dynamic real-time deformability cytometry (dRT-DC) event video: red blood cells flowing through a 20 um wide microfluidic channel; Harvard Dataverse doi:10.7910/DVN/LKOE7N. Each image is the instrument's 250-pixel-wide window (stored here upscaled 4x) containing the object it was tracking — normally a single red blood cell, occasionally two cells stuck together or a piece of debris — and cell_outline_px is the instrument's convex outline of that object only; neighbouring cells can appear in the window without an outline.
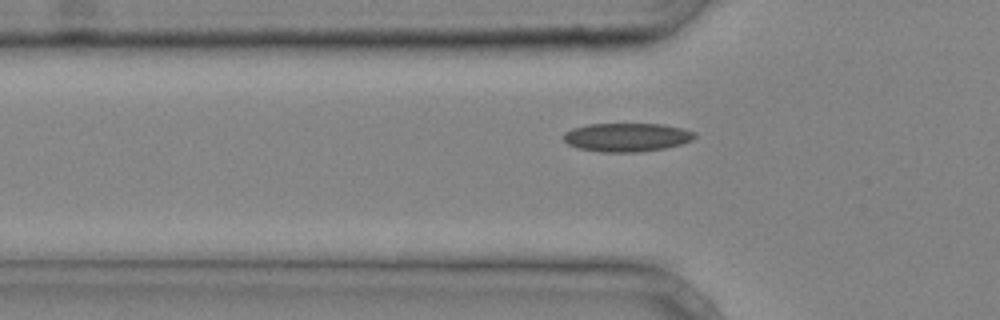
{"species": "common noctule bat (a hibernating species)", "species_latin": "Nyctalus noctula", "temperature_condition": "cold", "stored_images_in_passage": 28, "camera_frame_rate_fps": 3000, "um_per_image_px": 0.085, "animal": {"sex": "male", "body_mass_g": 20.4}, "frame": {"image": 1, "passage_image": 3, "time_ms": 0.667, "image_size_px": [1000, 320], "cell_outline_px": [[696, 136], [692, 140], [680, 144], [664, 148], [640, 152], [600, 152], [580, 148], [568, 144], [564, 140], [564, 132], [572, 128], [588, 124], [664, 124], [684, 128], [696, 132]], "centroid_in_image_um": [53.3, 11.66], "position_along_channel_um": 72.5, "area_um2": 21.91}}
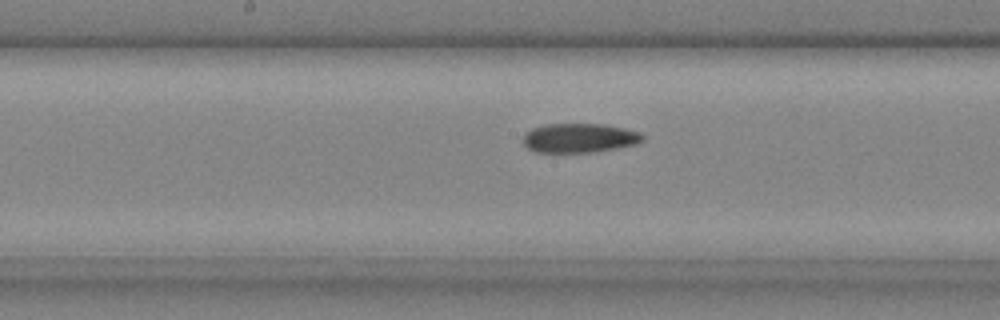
{"frame": {"image": 2, "passage_image": 11, "time_ms": 3.333, "image_size_px": [1000, 320], "cell_outline_px": [[644, 140], [636, 144], [616, 148], [592, 152], [536, 152], [528, 148], [524, 144], [524, 136], [532, 128], [544, 124], [604, 124], [624, 128], [640, 132], [644, 136]], "centroid_in_image_um": [49.27, 11.72], "position_along_channel_um": 198.9, "area_um2": 20.29}}
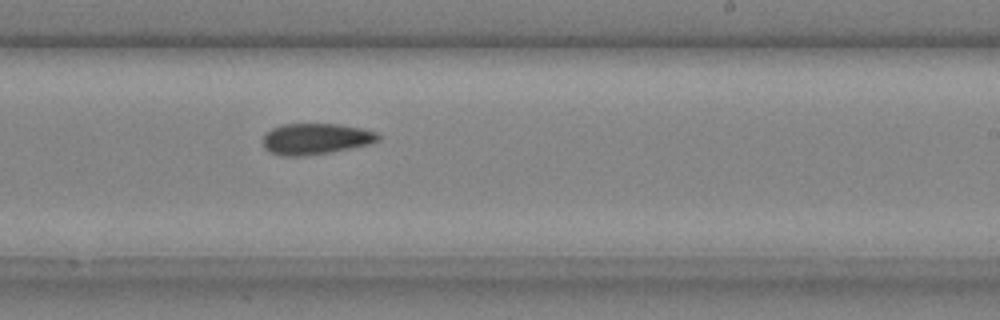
{"frame": {"image": 3, "passage_image": 15, "time_ms": 4.667, "image_size_px": [1000, 320], "cell_outline_px": [[380, 140], [372, 144], [352, 148], [304, 156], [284, 156], [268, 152], [264, 148], [264, 136], [272, 128], [284, 124], [336, 124], [360, 128], [376, 132], [380, 136]], "centroid_in_image_um": [26.85, 11.81], "position_along_channel_um": 262.1, "area_um2": 20.81}}